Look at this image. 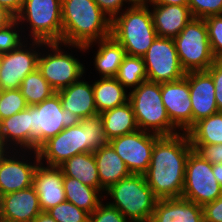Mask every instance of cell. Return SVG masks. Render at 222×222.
Wrapping results in <instances>:
<instances>
[{
  "instance_id": "obj_5",
  "label": "cell",
  "mask_w": 222,
  "mask_h": 222,
  "mask_svg": "<svg viewBox=\"0 0 222 222\" xmlns=\"http://www.w3.org/2000/svg\"><path fill=\"white\" fill-rule=\"evenodd\" d=\"M104 194L114 200L108 204L117 208L129 222H150L158 201L144 174H131L111 185Z\"/></svg>"
},
{
  "instance_id": "obj_21",
  "label": "cell",
  "mask_w": 222,
  "mask_h": 222,
  "mask_svg": "<svg viewBox=\"0 0 222 222\" xmlns=\"http://www.w3.org/2000/svg\"><path fill=\"white\" fill-rule=\"evenodd\" d=\"M203 207L182 197L158 199L150 222H202Z\"/></svg>"
},
{
  "instance_id": "obj_48",
  "label": "cell",
  "mask_w": 222,
  "mask_h": 222,
  "mask_svg": "<svg viewBox=\"0 0 222 222\" xmlns=\"http://www.w3.org/2000/svg\"><path fill=\"white\" fill-rule=\"evenodd\" d=\"M130 5H148L150 0H127Z\"/></svg>"
},
{
  "instance_id": "obj_47",
  "label": "cell",
  "mask_w": 222,
  "mask_h": 222,
  "mask_svg": "<svg viewBox=\"0 0 222 222\" xmlns=\"http://www.w3.org/2000/svg\"><path fill=\"white\" fill-rule=\"evenodd\" d=\"M32 222H57L54 218H52L48 212L42 211L38 214Z\"/></svg>"
},
{
  "instance_id": "obj_44",
  "label": "cell",
  "mask_w": 222,
  "mask_h": 222,
  "mask_svg": "<svg viewBox=\"0 0 222 222\" xmlns=\"http://www.w3.org/2000/svg\"><path fill=\"white\" fill-rule=\"evenodd\" d=\"M15 18L16 17L10 11L0 5V28L5 27L9 23H11Z\"/></svg>"
},
{
  "instance_id": "obj_37",
  "label": "cell",
  "mask_w": 222,
  "mask_h": 222,
  "mask_svg": "<svg viewBox=\"0 0 222 222\" xmlns=\"http://www.w3.org/2000/svg\"><path fill=\"white\" fill-rule=\"evenodd\" d=\"M188 7L193 18L222 15V0H189Z\"/></svg>"
},
{
  "instance_id": "obj_38",
  "label": "cell",
  "mask_w": 222,
  "mask_h": 222,
  "mask_svg": "<svg viewBox=\"0 0 222 222\" xmlns=\"http://www.w3.org/2000/svg\"><path fill=\"white\" fill-rule=\"evenodd\" d=\"M88 222H129L126 217L115 207L101 202L98 207L89 214Z\"/></svg>"
},
{
  "instance_id": "obj_18",
  "label": "cell",
  "mask_w": 222,
  "mask_h": 222,
  "mask_svg": "<svg viewBox=\"0 0 222 222\" xmlns=\"http://www.w3.org/2000/svg\"><path fill=\"white\" fill-rule=\"evenodd\" d=\"M41 206L34 186L2 195L0 222H32Z\"/></svg>"
},
{
  "instance_id": "obj_20",
  "label": "cell",
  "mask_w": 222,
  "mask_h": 222,
  "mask_svg": "<svg viewBox=\"0 0 222 222\" xmlns=\"http://www.w3.org/2000/svg\"><path fill=\"white\" fill-rule=\"evenodd\" d=\"M0 145L4 150L12 148L16 150L17 148V150H22L23 153L27 151L31 155L29 153L31 152L30 106L0 121Z\"/></svg>"
},
{
  "instance_id": "obj_34",
  "label": "cell",
  "mask_w": 222,
  "mask_h": 222,
  "mask_svg": "<svg viewBox=\"0 0 222 222\" xmlns=\"http://www.w3.org/2000/svg\"><path fill=\"white\" fill-rule=\"evenodd\" d=\"M28 107L20 89L2 90L0 102V121Z\"/></svg>"
},
{
  "instance_id": "obj_35",
  "label": "cell",
  "mask_w": 222,
  "mask_h": 222,
  "mask_svg": "<svg viewBox=\"0 0 222 222\" xmlns=\"http://www.w3.org/2000/svg\"><path fill=\"white\" fill-rule=\"evenodd\" d=\"M20 25H22V24H20L17 21V19L15 18L8 25L0 28V55L9 53V52L19 48L23 43L26 42L25 40L22 41L21 36H23L22 35L23 31L21 30L22 26L19 29Z\"/></svg>"
},
{
  "instance_id": "obj_13",
  "label": "cell",
  "mask_w": 222,
  "mask_h": 222,
  "mask_svg": "<svg viewBox=\"0 0 222 222\" xmlns=\"http://www.w3.org/2000/svg\"><path fill=\"white\" fill-rule=\"evenodd\" d=\"M161 136L138 129L111 139L108 143L126 164L131 174H144L151 161L155 142Z\"/></svg>"
},
{
  "instance_id": "obj_41",
  "label": "cell",
  "mask_w": 222,
  "mask_h": 222,
  "mask_svg": "<svg viewBox=\"0 0 222 222\" xmlns=\"http://www.w3.org/2000/svg\"><path fill=\"white\" fill-rule=\"evenodd\" d=\"M203 217L206 222H222V195L203 206Z\"/></svg>"
},
{
  "instance_id": "obj_10",
  "label": "cell",
  "mask_w": 222,
  "mask_h": 222,
  "mask_svg": "<svg viewBox=\"0 0 222 222\" xmlns=\"http://www.w3.org/2000/svg\"><path fill=\"white\" fill-rule=\"evenodd\" d=\"M44 45V48L46 50L47 47L50 48L52 53L51 51L48 54L40 52L37 69L56 92L84 76L85 66L75 56L63 52L62 42L45 43Z\"/></svg>"
},
{
  "instance_id": "obj_12",
  "label": "cell",
  "mask_w": 222,
  "mask_h": 222,
  "mask_svg": "<svg viewBox=\"0 0 222 222\" xmlns=\"http://www.w3.org/2000/svg\"><path fill=\"white\" fill-rule=\"evenodd\" d=\"M142 58L147 81L167 83L179 80L186 74L180 65L173 38L157 36Z\"/></svg>"
},
{
  "instance_id": "obj_16",
  "label": "cell",
  "mask_w": 222,
  "mask_h": 222,
  "mask_svg": "<svg viewBox=\"0 0 222 222\" xmlns=\"http://www.w3.org/2000/svg\"><path fill=\"white\" fill-rule=\"evenodd\" d=\"M161 97L171 123L182 132L193 126V113L187 78L161 83Z\"/></svg>"
},
{
  "instance_id": "obj_7",
  "label": "cell",
  "mask_w": 222,
  "mask_h": 222,
  "mask_svg": "<svg viewBox=\"0 0 222 222\" xmlns=\"http://www.w3.org/2000/svg\"><path fill=\"white\" fill-rule=\"evenodd\" d=\"M80 120L69 109L62 108L57 92L43 102L30 106L31 151H37L47 140L64 128L78 125Z\"/></svg>"
},
{
  "instance_id": "obj_42",
  "label": "cell",
  "mask_w": 222,
  "mask_h": 222,
  "mask_svg": "<svg viewBox=\"0 0 222 222\" xmlns=\"http://www.w3.org/2000/svg\"><path fill=\"white\" fill-rule=\"evenodd\" d=\"M99 8L110 17L112 20L116 15L120 14L124 3H127V0H94Z\"/></svg>"
},
{
  "instance_id": "obj_28",
  "label": "cell",
  "mask_w": 222,
  "mask_h": 222,
  "mask_svg": "<svg viewBox=\"0 0 222 222\" xmlns=\"http://www.w3.org/2000/svg\"><path fill=\"white\" fill-rule=\"evenodd\" d=\"M93 43L99 46L94 58L95 70L101 78L115 77L126 56L124 48L112 36Z\"/></svg>"
},
{
  "instance_id": "obj_24",
  "label": "cell",
  "mask_w": 222,
  "mask_h": 222,
  "mask_svg": "<svg viewBox=\"0 0 222 222\" xmlns=\"http://www.w3.org/2000/svg\"><path fill=\"white\" fill-rule=\"evenodd\" d=\"M93 154L100 183L105 190L131 175L126 164L109 143L98 148Z\"/></svg>"
},
{
  "instance_id": "obj_4",
  "label": "cell",
  "mask_w": 222,
  "mask_h": 222,
  "mask_svg": "<svg viewBox=\"0 0 222 222\" xmlns=\"http://www.w3.org/2000/svg\"><path fill=\"white\" fill-rule=\"evenodd\" d=\"M111 22V36L126 55L142 57L157 37L148 5H128Z\"/></svg>"
},
{
  "instance_id": "obj_36",
  "label": "cell",
  "mask_w": 222,
  "mask_h": 222,
  "mask_svg": "<svg viewBox=\"0 0 222 222\" xmlns=\"http://www.w3.org/2000/svg\"><path fill=\"white\" fill-rule=\"evenodd\" d=\"M205 23L211 51L217 60H222V15L206 17Z\"/></svg>"
},
{
  "instance_id": "obj_33",
  "label": "cell",
  "mask_w": 222,
  "mask_h": 222,
  "mask_svg": "<svg viewBox=\"0 0 222 222\" xmlns=\"http://www.w3.org/2000/svg\"><path fill=\"white\" fill-rule=\"evenodd\" d=\"M46 212L57 222H88L89 213L69 201H64Z\"/></svg>"
},
{
  "instance_id": "obj_51",
  "label": "cell",
  "mask_w": 222,
  "mask_h": 222,
  "mask_svg": "<svg viewBox=\"0 0 222 222\" xmlns=\"http://www.w3.org/2000/svg\"><path fill=\"white\" fill-rule=\"evenodd\" d=\"M4 151V149L0 145V154Z\"/></svg>"
},
{
  "instance_id": "obj_25",
  "label": "cell",
  "mask_w": 222,
  "mask_h": 222,
  "mask_svg": "<svg viewBox=\"0 0 222 222\" xmlns=\"http://www.w3.org/2000/svg\"><path fill=\"white\" fill-rule=\"evenodd\" d=\"M63 175L75 178L81 183L96 188L102 195L106 190L101 186L93 152L77 154L58 166Z\"/></svg>"
},
{
  "instance_id": "obj_17",
  "label": "cell",
  "mask_w": 222,
  "mask_h": 222,
  "mask_svg": "<svg viewBox=\"0 0 222 222\" xmlns=\"http://www.w3.org/2000/svg\"><path fill=\"white\" fill-rule=\"evenodd\" d=\"M185 77L189 84L194 125L199 120L219 112L215 100V85L207 71L187 72Z\"/></svg>"
},
{
  "instance_id": "obj_2",
  "label": "cell",
  "mask_w": 222,
  "mask_h": 222,
  "mask_svg": "<svg viewBox=\"0 0 222 222\" xmlns=\"http://www.w3.org/2000/svg\"><path fill=\"white\" fill-rule=\"evenodd\" d=\"M62 43L87 51L111 36V22L94 0H62Z\"/></svg>"
},
{
  "instance_id": "obj_23",
  "label": "cell",
  "mask_w": 222,
  "mask_h": 222,
  "mask_svg": "<svg viewBox=\"0 0 222 222\" xmlns=\"http://www.w3.org/2000/svg\"><path fill=\"white\" fill-rule=\"evenodd\" d=\"M62 108L69 109L80 119L91 117L98 114L94 101L93 84L87 81L78 80L70 86L59 91Z\"/></svg>"
},
{
  "instance_id": "obj_27",
  "label": "cell",
  "mask_w": 222,
  "mask_h": 222,
  "mask_svg": "<svg viewBox=\"0 0 222 222\" xmlns=\"http://www.w3.org/2000/svg\"><path fill=\"white\" fill-rule=\"evenodd\" d=\"M94 101L98 114L124 105L129 94L115 77L100 78L93 83Z\"/></svg>"
},
{
  "instance_id": "obj_14",
  "label": "cell",
  "mask_w": 222,
  "mask_h": 222,
  "mask_svg": "<svg viewBox=\"0 0 222 222\" xmlns=\"http://www.w3.org/2000/svg\"><path fill=\"white\" fill-rule=\"evenodd\" d=\"M28 43H23L19 48L1 55L0 67V87L2 90L19 89L22 80L29 74L35 71L38 67V58L40 52L39 47H44V42L32 40Z\"/></svg>"
},
{
  "instance_id": "obj_22",
  "label": "cell",
  "mask_w": 222,
  "mask_h": 222,
  "mask_svg": "<svg viewBox=\"0 0 222 222\" xmlns=\"http://www.w3.org/2000/svg\"><path fill=\"white\" fill-rule=\"evenodd\" d=\"M152 5L150 9L158 37L175 38L193 18L188 6Z\"/></svg>"
},
{
  "instance_id": "obj_49",
  "label": "cell",
  "mask_w": 222,
  "mask_h": 222,
  "mask_svg": "<svg viewBox=\"0 0 222 222\" xmlns=\"http://www.w3.org/2000/svg\"><path fill=\"white\" fill-rule=\"evenodd\" d=\"M1 201H2V195L0 193V211H1Z\"/></svg>"
},
{
  "instance_id": "obj_26",
  "label": "cell",
  "mask_w": 222,
  "mask_h": 222,
  "mask_svg": "<svg viewBox=\"0 0 222 222\" xmlns=\"http://www.w3.org/2000/svg\"><path fill=\"white\" fill-rule=\"evenodd\" d=\"M99 115L108 141L138 130L133 107L129 101Z\"/></svg>"
},
{
  "instance_id": "obj_50",
  "label": "cell",
  "mask_w": 222,
  "mask_h": 222,
  "mask_svg": "<svg viewBox=\"0 0 222 222\" xmlns=\"http://www.w3.org/2000/svg\"><path fill=\"white\" fill-rule=\"evenodd\" d=\"M1 94H2V88L0 87V102H1Z\"/></svg>"
},
{
  "instance_id": "obj_15",
  "label": "cell",
  "mask_w": 222,
  "mask_h": 222,
  "mask_svg": "<svg viewBox=\"0 0 222 222\" xmlns=\"http://www.w3.org/2000/svg\"><path fill=\"white\" fill-rule=\"evenodd\" d=\"M12 151V152H10ZM16 151V152H15ZM4 150L0 154V193L1 195L20 191L33 185L35 169L40 163L37 151L34 154V162L28 159L25 161V155H20L18 150ZM14 152V153H13ZM18 153V154H17ZM13 155V157H12ZM19 155V156H18ZM22 157L21 159L19 157ZM27 161H29L27 163Z\"/></svg>"
},
{
  "instance_id": "obj_3",
  "label": "cell",
  "mask_w": 222,
  "mask_h": 222,
  "mask_svg": "<svg viewBox=\"0 0 222 222\" xmlns=\"http://www.w3.org/2000/svg\"><path fill=\"white\" fill-rule=\"evenodd\" d=\"M108 142L102 119L97 114L81 119L76 126L64 128L55 137L43 143L37 149V154L40 163L46 160L47 166L58 167L67 159L77 154L95 152Z\"/></svg>"
},
{
  "instance_id": "obj_9",
  "label": "cell",
  "mask_w": 222,
  "mask_h": 222,
  "mask_svg": "<svg viewBox=\"0 0 222 222\" xmlns=\"http://www.w3.org/2000/svg\"><path fill=\"white\" fill-rule=\"evenodd\" d=\"M61 6L62 0H24L16 19L19 23H29L31 35L28 36L32 40L62 42Z\"/></svg>"
},
{
  "instance_id": "obj_11",
  "label": "cell",
  "mask_w": 222,
  "mask_h": 222,
  "mask_svg": "<svg viewBox=\"0 0 222 222\" xmlns=\"http://www.w3.org/2000/svg\"><path fill=\"white\" fill-rule=\"evenodd\" d=\"M222 195V186L212 172V164L192 150L186 162L182 198L204 206Z\"/></svg>"
},
{
  "instance_id": "obj_1",
  "label": "cell",
  "mask_w": 222,
  "mask_h": 222,
  "mask_svg": "<svg viewBox=\"0 0 222 222\" xmlns=\"http://www.w3.org/2000/svg\"><path fill=\"white\" fill-rule=\"evenodd\" d=\"M192 150L187 132L161 136L155 142L144 177L158 199L182 196L186 162Z\"/></svg>"
},
{
  "instance_id": "obj_39",
  "label": "cell",
  "mask_w": 222,
  "mask_h": 222,
  "mask_svg": "<svg viewBox=\"0 0 222 222\" xmlns=\"http://www.w3.org/2000/svg\"><path fill=\"white\" fill-rule=\"evenodd\" d=\"M193 150L211 164L222 163V144H191Z\"/></svg>"
},
{
  "instance_id": "obj_8",
  "label": "cell",
  "mask_w": 222,
  "mask_h": 222,
  "mask_svg": "<svg viewBox=\"0 0 222 222\" xmlns=\"http://www.w3.org/2000/svg\"><path fill=\"white\" fill-rule=\"evenodd\" d=\"M174 42L180 65L186 73L206 71L217 60L211 51L204 19L192 18Z\"/></svg>"
},
{
  "instance_id": "obj_45",
  "label": "cell",
  "mask_w": 222,
  "mask_h": 222,
  "mask_svg": "<svg viewBox=\"0 0 222 222\" xmlns=\"http://www.w3.org/2000/svg\"><path fill=\"white\" fill-rule=\"evenodd\" d=\"M189 0H150L149 4L188 6Z\"/></svg>"
},
{
  "instance_id": "obj_46",
  "label": "cell",
  "mask_w": 222,
  "mask_h": 222,
  "mask_svg": "<svg viewBox=\"0 0 222 222\" xmlns=\"http://www.w3.org/2000/svg\"><path fill=\"white\" fill-rule=\"evenodd\" d=\"M212 172L218 183L222 186V163L212 164Z\"/></svg>"
},
{
  "instance_id": "obj_19",
  "label": "cell",
  "mask_w": 222,
  "mask_h": 222,
  "mask_svg": "<svg viewBox=\"0 0 222 222\" xmlns=\"http://www.w3.org/2000/svg\"><path fill=\"white\" fill-rule=\"evenodd\" d=\"M63 178V172L59 167L38 164L33 177V186L39 197L41 211H47L66 201Z\"/></svg>"
},
{
  "instance_id": "obj_32",
  "label": "cell",
  "mask_w": 222,
  "mask_h": 222,
  "mask_svg": "<svg viewBox=\"0 0 222 222\" xmlns=\"http://www.w3.org/2000/svg\"><path fill=\"white\" fill-rule=\"evenodd\" d=\"M115 78L125 89L137 88L141 83L147 81L143 58L126 55Z\"/></svg>"
},
{
  "instance_id": "obj_29",
  "label": "cell",
  "mask_w": 222,
  "mask_h": 222,
  "mask_svg": "<svg viewBox=\"0 0 222 222\" xmlns=\"http://www.w3.org/2000/svg\"><path fill=\"white\" fill-rule=\"evenodd\" d=\"M63 186L66 201L73 203L75 206L85 210L89 214L93 213L98 205L104 200V195L101 196V193L96 188L85 185L75 178L64 175Z\"/></svg>"
},
{
  "instance_id": "obj_31",
  "label": "cell",
  "mask_w": 222,
  "mask_h": 222,
  "mask_svg": "<svg viewBox=\"0 0 222 222\" xmlns=\"http://www.w3.org/2000/svg\"><path fill=\"white\" fill-rule=\"evenodd\" d=\"M19 89L28 106L39 104L56 93L38 69L22 80Z\"/></svg>"
},
{
  "instance_id": "obj_30",
  "label": "cell",
  "mask_w": 222,
  "mask_h": 222,
  "mask_svg": "<svg viewBox=\"0 0 222 222\" xmlns=\"http://www.w3.org/2000/svg\"><path fill=\"white\" fill-rule=\"evenodd\" d=\"M187 134L191 144H222V112L199 120Z\"/></svg>"
},
{
  "instance_id": "obj_6",
  "label": "cell",
  "mask_w": 222,
  "mask_h": 222,
  "mask_svg": "<svg viewBox=\"0 0 222 222\" xmlns=\"http://www.w3.org/2000/svg\"><path fill=\"white\" fill-rule=\"evenodd\" d=\"M128 101L133 107L138 129L152 131L160 136L180 133L169 119L161 97L160 83L150 81L141 83L129 92Z\"/></svg>"
},
{
  "instance_id": "obj_40",
  "label": "cell",
  "mask_w": 222,
  "mask_h": 222,
  "mask_svg": "<svg viewBox=\"0 0 222 222\" xmlns=\"http://www.w3.org/2000/svg\"><path fill=\"white\" fill-rule=\"evenodd\" d=\"M206 71L214 81L216 104L218 111L222 112V60H216Z\"/></svg>"
},
{
  "instance_id": "obj_43",
  "label": "cell",
  "mask_w": 222,
  "mask_h": 222,
  "mask_svg": "<svg viewBox=\"0 0 222 222\" xmlns=\"http://www.w3.org/2000/svg\"><path fill=\"white\" fill-rule=\"evenodd\" d=\"M24 0H0V5L10 11L15 17L22 9Z\"/></svg>"
}]
</instances>
